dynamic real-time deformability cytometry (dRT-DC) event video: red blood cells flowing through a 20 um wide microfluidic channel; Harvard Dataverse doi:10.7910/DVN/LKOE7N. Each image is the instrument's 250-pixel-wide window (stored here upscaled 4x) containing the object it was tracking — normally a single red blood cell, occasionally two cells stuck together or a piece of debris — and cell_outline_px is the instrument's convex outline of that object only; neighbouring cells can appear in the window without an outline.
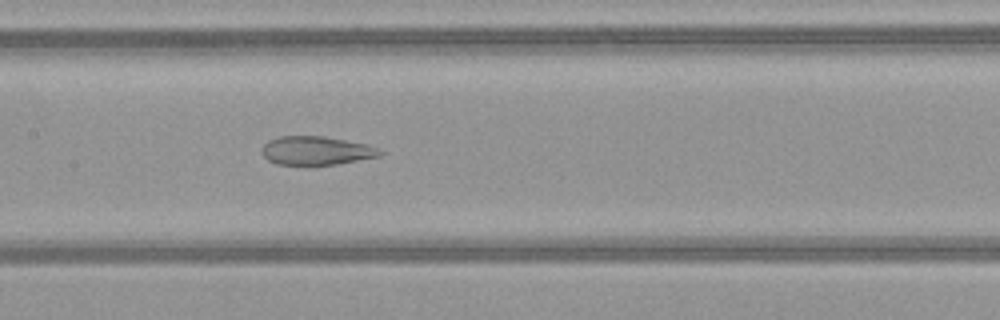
{"species": "common noctule bat (a hibernating species)", "species_latin": "Nyctalus noctula", "temperature_condition": "warm", "stored_images_in_passage": 34, "camera_frame_rate_fps": 3000, "um_per_image_px": 0.085, "animal": {"sex": "female", "body_mass_g": 21.9}, "frame": {"image": 1, "passage_image": 14, "time_ms": 4.333, "image_size_px": [1000, 320], "cell_outline_px": [[384, 152], [380, 156], [336, 164], [312, 168], [304, 168], [276, 164], [268, 160], [260, 152], [260, 148], [268, 140], [280, 136], [324, 136], [364, 144], [376, 148]], "centroid_in_image_um": [26.79, 12.86], "position_along_channel_um": 180.6, "area_um2": 20.46}}
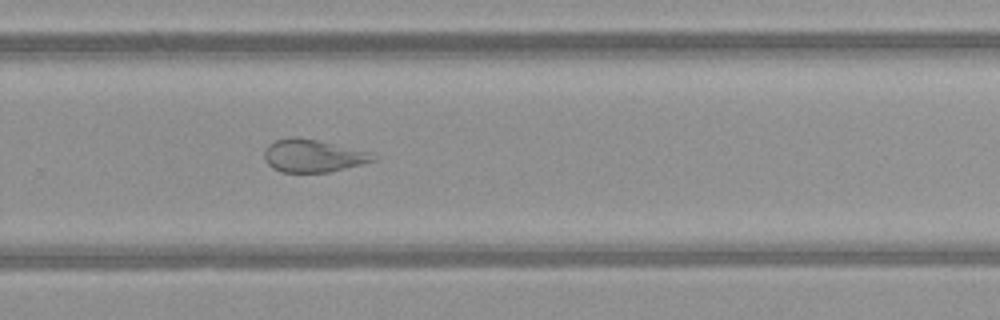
{"frame": {"image": 2, "passage_image": 23, "time_ms": 7.333, "image_size_px": [1000, 320], "cell_outline_px": [[376, 160], [328, 172], [280, 172], [272, 168], [264, 160], [264, 152], [268, 144], [276, 140], [288, 136], [296, 136], [316, 140], [364, 152], [376, 156]], "centroid_in_image_um": [26.48, 13.24], "position_along_channel_um": 303.3, "area_um2": 20.29}}
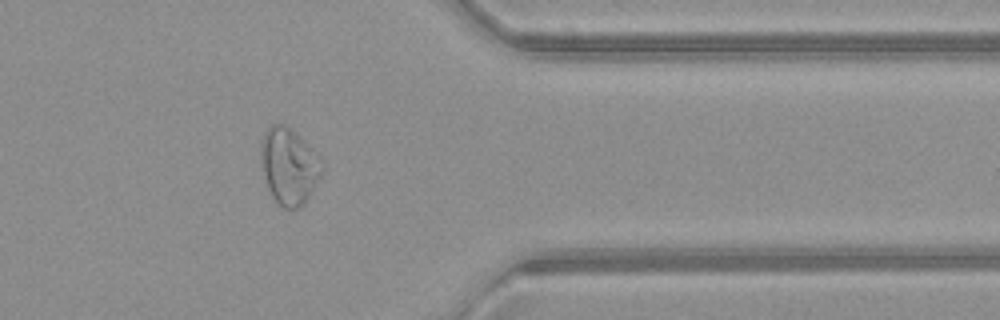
{"frame": {"image": 3, "passage_image": 30, "time_ms": 9.667, "image_size_px": [1000, 320], "cell_outline_px": [[324, 168], [320, 176], [308, 196], [296, 208], [284, 208], [276, 204], [268, 188], [260, 160], [260, 144], [264, 132], [272, 124], [288, 124], [324, 160]], "centroid_in_image_um": [24.56, 14.06], "position_along_channel_um": 386.8, "area_um2": 27.28}, "authors_computed_cell_mechanics": {"area_um2": 20.9525, "velocity_mm_per_s": 4.1081, "shape_relaxation_time_tau1_ms": null, "shape_relaxation_time_tau2_ms": 1.1305, "deformation_change_tau1": null, "deformation_change_tau2": 0.0877}}